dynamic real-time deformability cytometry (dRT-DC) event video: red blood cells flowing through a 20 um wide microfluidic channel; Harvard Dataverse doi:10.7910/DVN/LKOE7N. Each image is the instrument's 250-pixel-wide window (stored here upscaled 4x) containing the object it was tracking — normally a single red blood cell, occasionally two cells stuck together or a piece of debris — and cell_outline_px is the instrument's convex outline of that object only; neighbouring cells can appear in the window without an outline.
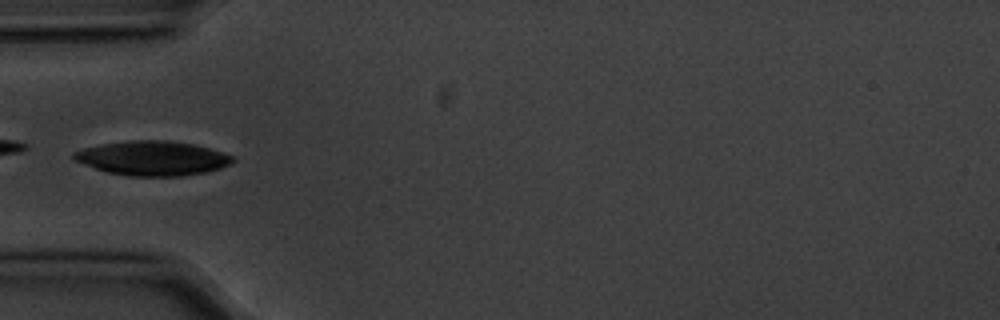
{"species": "common noctule bat (a hibernating species)", "species_latin": "Nyctalus noctula", "temperature_condition": "cold", "stored_images_in_passage": 5, "camera_frame_rate_fps": 3000, "um_per_image_px": 0.085, "animal": {"sex": "male", "body_mass_g": 20.1, "forearm_length_mm": 53.5}, "frame": {"image": 1, "passage_image": 5, "time_ms": 1.333, "image_size_px": [1000, 320], "cell_outline_px": [[236, 160], [232, 164], [220, 168], [204, 172], [180, 176], [128, 176], [108, 172], [72, 160], [72, 152], [84, 148], [100, 144], [132, 140], [168, 140], [196, 144], [224, 152], [236, 156]], "centroid_in_image_um": [13.0, 13.44], "position_along_channel_um": 72.0, "area_um2": 32.19}}